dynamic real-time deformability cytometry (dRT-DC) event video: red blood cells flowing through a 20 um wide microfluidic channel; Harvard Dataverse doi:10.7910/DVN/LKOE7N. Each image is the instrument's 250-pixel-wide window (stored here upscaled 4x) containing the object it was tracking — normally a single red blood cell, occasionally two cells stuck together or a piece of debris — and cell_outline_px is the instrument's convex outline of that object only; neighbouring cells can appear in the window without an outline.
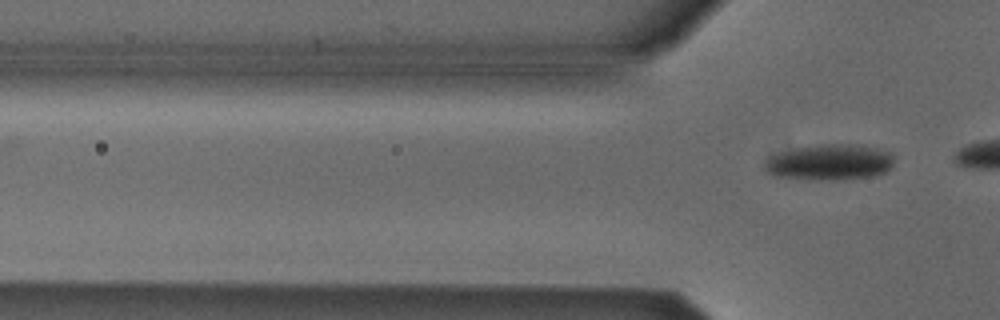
{"species": "Egyptian fruit bat (a non-hibernating species)", "species_latin": "Rousettus aegyptiacus", "temperature_condition": "cold", "stored_images_in_passage": 2, "camera_frame_rate_fps": 3000, "um_per_image_px": 0.085, "animal": {"sex": "male"}, "frame": {"image": 1, "passage_image": 2, "time_ms": 0.333, "image_size_px": [1000, 320], "cell_outline_px": [[892, 168], [884, 172], [872, 176], [844, 180], [816, 180], [772, 176], [764, 168], [764, 164], [768, 156], [780, 152], [800, 148], [824, 144], [860, 144], [876, 148], [888, 152], [892, 156]], "centroid_in_image_um": [70.5, 13.8], "position_along_channel_um": 55.3, "area_um2": 27.11}}